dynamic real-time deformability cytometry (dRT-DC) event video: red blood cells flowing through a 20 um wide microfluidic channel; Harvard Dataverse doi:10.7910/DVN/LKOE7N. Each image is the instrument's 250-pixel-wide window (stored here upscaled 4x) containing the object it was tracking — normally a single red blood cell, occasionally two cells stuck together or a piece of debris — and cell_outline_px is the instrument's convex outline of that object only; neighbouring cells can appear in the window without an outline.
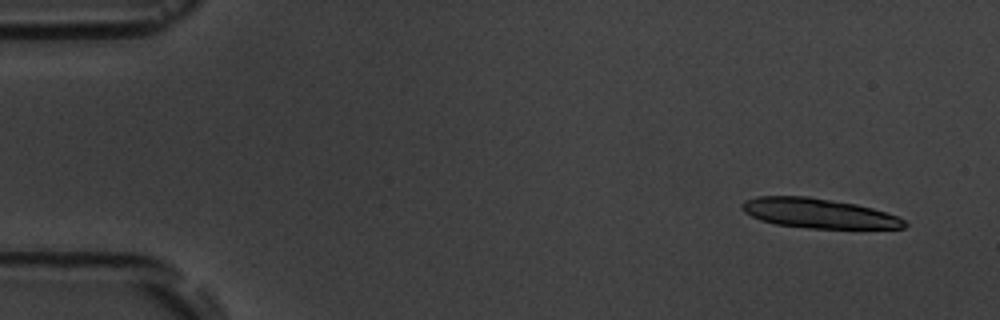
{"species": "common noctule bat (a hibernating species)", "species_latin": "Nyctalus noctula", "temperature_condition": "room temperature", "stored_images_in_passage": 6, "camera_frame_rate_fps": 3000, "um_per_image_px": 0.085, "animal": {"sex": "male", "body_mass_g": 19.5, "forearm_length_mm": 54.6}, "frame": {"image": 1, "passage_image": 1, "time_ms": 0.0, "image_size_px": [1000, 320], "cell_outline_px": [[908, 224], [904, 228], [812, 228], [776, 224], [760, 220], [744, 212], [740, 208], [740, 204], [744, 200], [756, 196], [808, 196], [856, 204], [872, 208], [896, 216], [904, 220]], "centroid_in_image_um": [69.52, 18.12], "position_along_channel_um": 15.5, "area_um2": 27.98}}
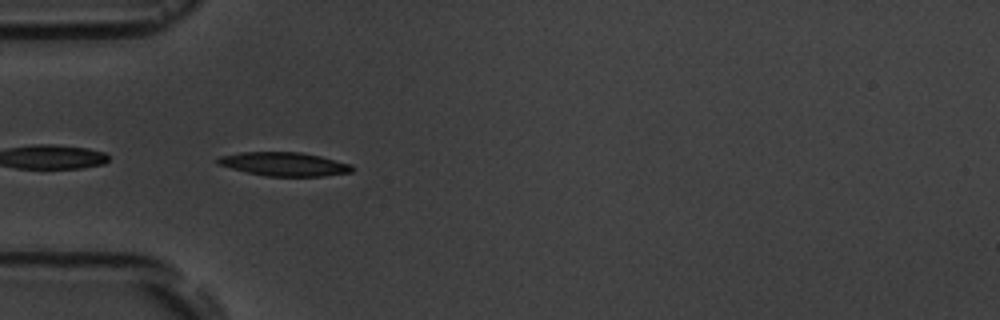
{"frame": {"image": 2, "passage_image": 5, "time_ms": 4.667, "image_size_px": [1000, 320], "cell_outline_px": [[352, 172], [324, 176], [264, 176], [216, 164], [216, 160], [220, 156], [240, 152], [300, 152], [320, 156], [352, 164]], "centroid_in_image_um": [24.15, 13.94], "position_along_channel_um": 60.8, "area_um2": 18.5}}